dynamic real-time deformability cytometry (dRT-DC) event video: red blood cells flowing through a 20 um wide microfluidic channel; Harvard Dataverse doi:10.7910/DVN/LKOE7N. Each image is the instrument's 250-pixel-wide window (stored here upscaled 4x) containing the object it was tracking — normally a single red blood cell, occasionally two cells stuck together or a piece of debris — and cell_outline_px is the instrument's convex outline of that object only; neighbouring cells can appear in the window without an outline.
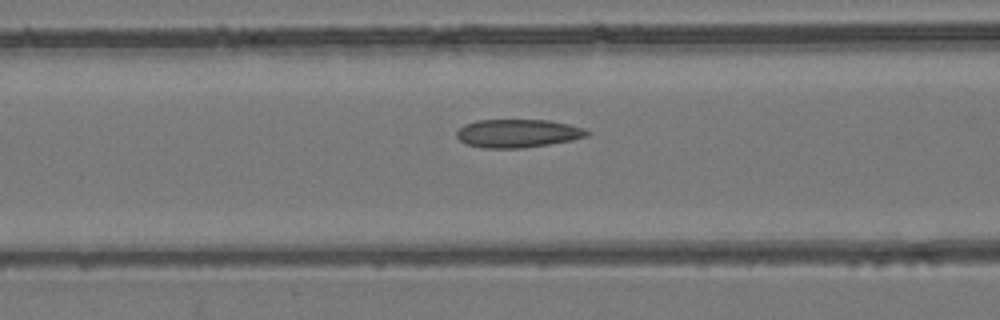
{"species": "common noctule bat (a hibernating species)", "species_latin": "Nyctalus noctula", "temperature_condition": "room temperature", "stored_images_in_passage": 54, "camera_frame_rate_fps": 3000, "um_per_image_px": 0.085, "animal": {"sex": "female", "body_mass_g": 24.6, "forearm_length_mm": 56.2}, "frame": {"image": 1, "passage_image": 22, "time_ms": 7.0, "image_size_px": [1000, 320], "cell_outline_px": [[592, 132], [588, 136], [572, 140], [524, 148], [480, 148], [464, 144], [456, 136], [456, 132], [464, 124], [476, 120], [548, 120], [568, 124], [584, 128]], "centroid_in_image_um": [44.0, 11.34], "position_along_channel_um": 122.6, "area_um2": 21.68}}
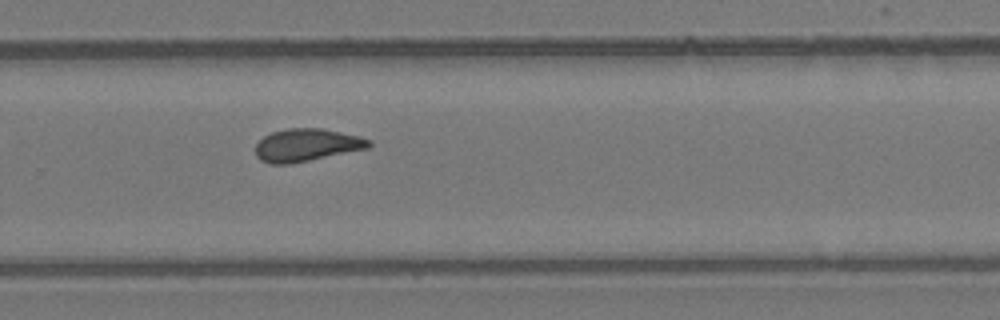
{"frame": {"image": 2, "passage_image": 36, "time_ms": 11.667, "image_size_px": [1000, 320], "cell_outline_px": [[372, 144], [368, 148], [288, 164], [272, 164], [260, 160], [256, 156], [256, 144], [264, 136], [272, 132], [288, 128], [320, 128], [360, 136], [372, 140]], "centroid_in_image_um": [26.06, 12.32], "position_along_channel_um": 303.7, "area_um2": 21.39}}
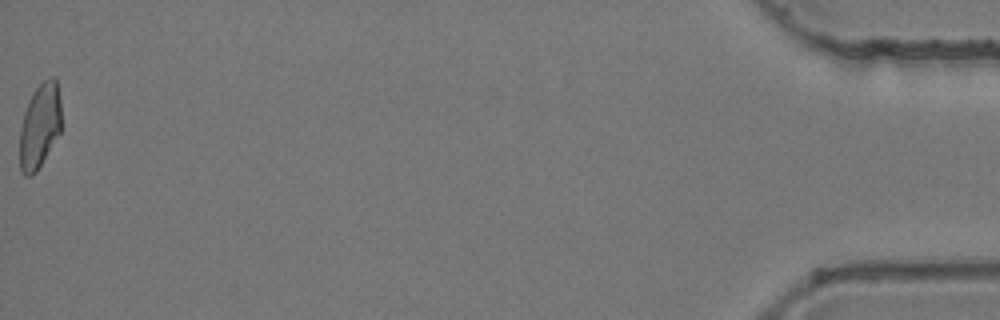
{"frame": {"image": 3, "passage_image": 54, "time_ms": 17.667, "image_size_px": [1000, 320], "cell_outline_px": [[60, 132], [36, 172], [32, 176], [24, 176], [20, 172], [20, 128], [24, 112], [28, 100], [32, 92], [44, 80], [52, 76], [56, 80], [60, 100]], "centroid_in_image_um": [3.35, 10.71], "position_along_channel_um": 431.8, "area_um2": 20.46}, "authors_computed_cell_mechanics": {"area_um2": 21.6461, "velocity_mm_per_s": 3.8958, "shape_relaxation_time_tau1_ms": null, "shape_relaxation_time_tau2_ms": 4.6934, "deformation_change_tau1": null, "deformation_change_tau2": 0.1049}}